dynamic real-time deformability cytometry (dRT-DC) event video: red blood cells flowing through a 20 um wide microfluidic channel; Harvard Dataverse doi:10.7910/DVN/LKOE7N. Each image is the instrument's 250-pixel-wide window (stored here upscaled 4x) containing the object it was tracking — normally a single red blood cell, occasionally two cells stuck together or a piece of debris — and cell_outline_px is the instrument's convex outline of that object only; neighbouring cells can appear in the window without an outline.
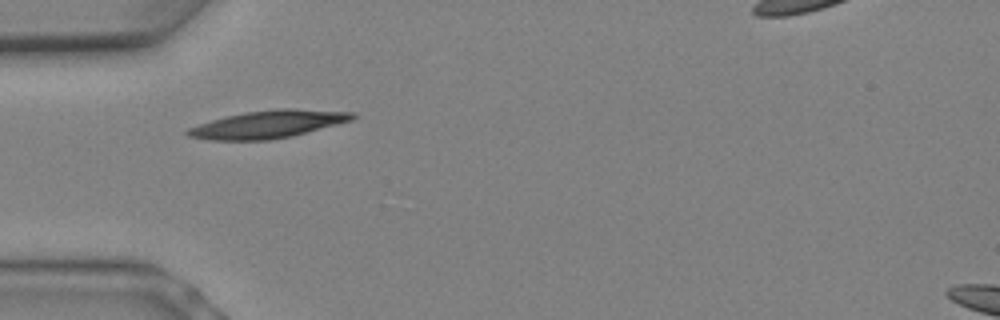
{"species": "Egyptian fruit bat (a non-hibernating species)", "species_latin": "Rousettus aegyptiacus", "temperature_condition": "warm", "stored_images_in_passage": 2, "camera_frame_rate_fps": 3000, "um_per_image_px": 0.085, "animal": {"sex": "female"}, "frame": {"image": 1, "passage_image": 1, "time_ms": 0.0, "image_size_px": [1000, 320], "cell_outline_px": [[360, 116], [352, 120], [292, 136], [272, 140], [208, 140], [188, 136], [184, 132], [188, 128], [212, 120], [228, 116], [248, 112], [280, 108], [292, 108], [356, 112]], "centroid_in_image_um": [22.84, 10.56], "position_along_channel_um": 62.2, "area_um2": 26.47}}